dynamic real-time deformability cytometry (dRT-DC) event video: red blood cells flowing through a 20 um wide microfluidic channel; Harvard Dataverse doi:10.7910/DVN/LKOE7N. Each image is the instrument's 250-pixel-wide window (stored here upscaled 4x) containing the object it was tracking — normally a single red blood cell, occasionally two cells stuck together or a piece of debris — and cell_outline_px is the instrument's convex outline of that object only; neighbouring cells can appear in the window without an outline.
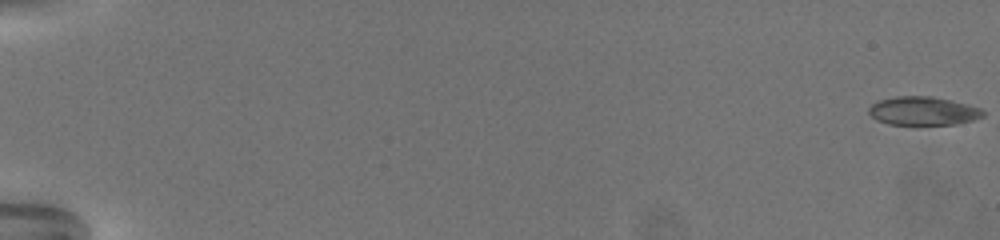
{"species": "common noctule bat (a hibernating species)", "species_latin": "Nyctalus noctula", "temperature_condition": "warm", "stored_images_in_passage": 68, "camera_frame_rate_fps": 3000, "um_per_image_px": 0.085, "animal": {"sex": "female", "body_mass_g": 19.5, "forearm_length_mm": 54.1}, "frame": {"image": 1, "passage_image": 1, "time_ms": 0.0, "image_size_px": [1000, 240], "cell_outline_px": [[984, 116], [972, 120], [956, 124], [888, 124], [876, 120], [868, 112], [868, 108], [876, 100], [896, 96], [932, 96], [968, 104], [980, 108], [984, 112]], "centroid_in_image_um": [78.43, 9.42], "position_along_channel_um": 6.6, "area_um2": 19.02}}
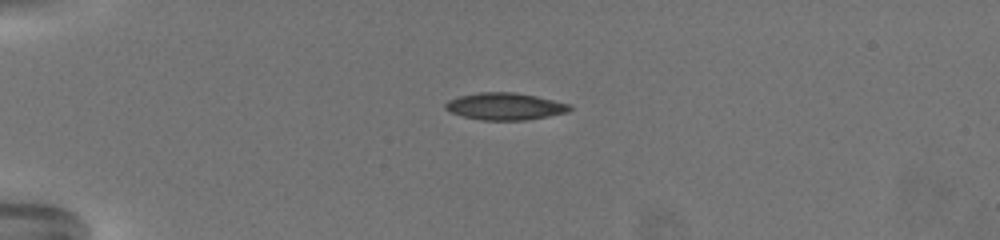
{"frame": {"image": 2, "passage_image": 20, "time_ms": 6.333, "image_size_px": [1000, 240], "cell_outline_px": [[572, 108], [568, 112], [548, 116], [524, 120], [480, 120], [464, 116], [452, 112], [444, 108], [444, 104], [448, 100], [460, 96], [480, 92], [512, 92], [536, 96], [568, 104]], "centroid_in_image_um": [42.9, 9.04], "position_along_channel_um": 42.1, "area_um2": 19.36}}
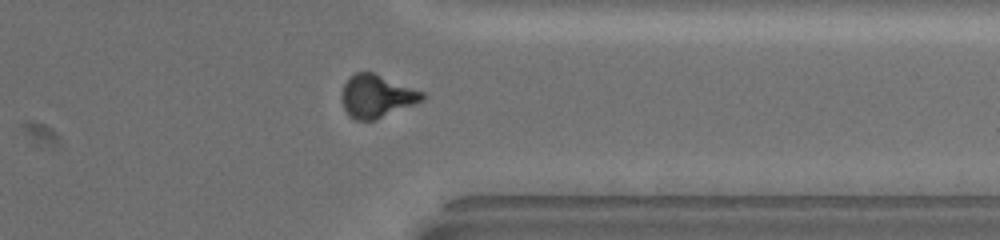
{"frame": {"image": 3, "passage_image": 56, "time_ms": 18.333, "image_size_px": [1000, 240], "cell_outline_px": [[424, 100], [376, 120], [356, 120], [348, 116], [344, 108], [340, 96], [344, 84], [356, 72], [372, 72], [424, 92]], "centroid_in_image_um": [32.0, 8.2], "position_along_channel_um": 379.4, "area_um2": 20.0}, "authors_computed_cell_mechanics": {"area_um2": 19.652, "velocity_mm_per_s": 3.2369, "shape_relaxation_time_tau1_ms": 7.3383, "shape_relaxation_time_tau2_ms": 3.038, "deformation_change_tau1": 0.1981, "deformation_change_tau2": 0.0881}}